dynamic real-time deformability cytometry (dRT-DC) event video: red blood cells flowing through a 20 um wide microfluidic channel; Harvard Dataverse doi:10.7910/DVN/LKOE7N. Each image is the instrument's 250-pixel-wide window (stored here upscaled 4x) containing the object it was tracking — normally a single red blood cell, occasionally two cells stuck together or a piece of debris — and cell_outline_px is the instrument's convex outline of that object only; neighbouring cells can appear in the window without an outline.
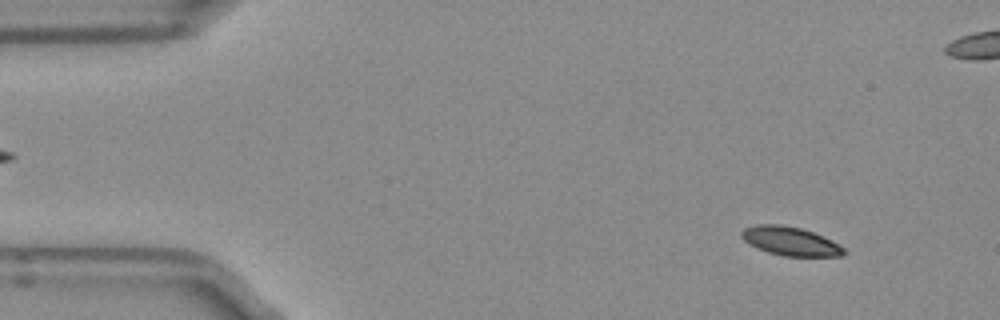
{"species": "Egyptian fruit bat (a non-hibernating species)", "species_latin": "Rousettus aegyptiacus", "temperature_condition": "room temperature", "stored_images_in_passage": 52, "camera_frame_rate_fps": 3000, "um_per_image_px": 0.085, "frame": {"image": 1, "passage_image": 5, "time_ms": 1.333, "image_size_px": [1000, 320], "cell_outline_px": [[848, 252], [840, 256], [784, 256], [768, 252], [756, 248], [748, 244], [740, 236], [740, 232], [744, 228], [756, 224], [780, 224], [800, 228], [824, 236], [832, 240], [844, 248]], "centroid_in_image_um": [67.16, 20.5], "position_along_channel_um": 17.8, "area_um2": 17.28}}
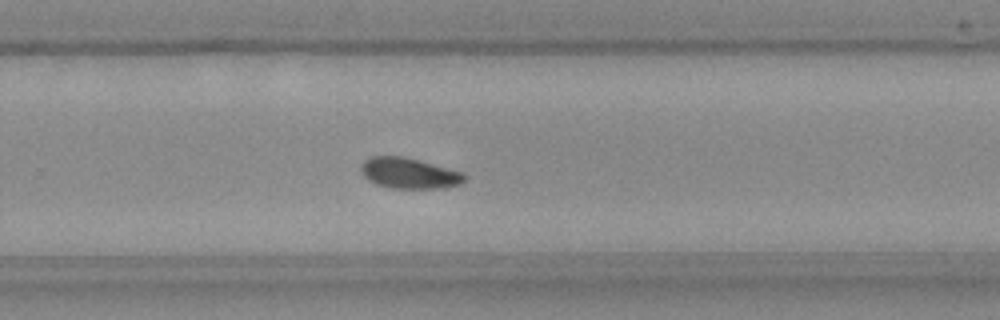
{"frame": {"image": 2, "passage_image": 33, "time_ms": 10.667, "image_size_px": [1000, 320], "cell_outline_px": [[464, 180], [460, 184], [444, 188], [388, 188], [376, 184], [368, 180], [360, 172], [360, 164], [368, 156], [400, 156], [416, 160], [460, 172], [464, 176]], "centroid_in_image_um": [34.66, 14.73], "position_along_channel_um": 295.1, "area_um2": 18.26}}
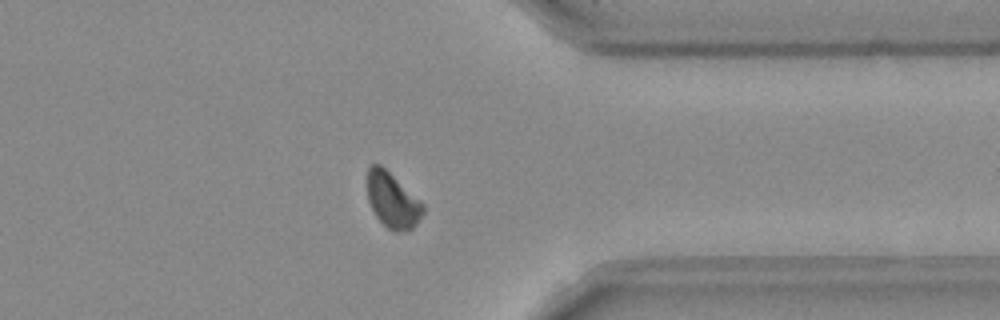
{"frame": {"image": 3, "passage_image": 40, "time_ms": 13.0, "image_size_px": [1000, 320], "cell_outline_px": [[424, 212], [416, 224], [412, 228], [400, 232], [392, 232], [376, 216], [368, 200], [368, 168], [372, 164], [380, 164], [424, 204]], "centroid_in_image_um": [33.37, 17.04], "position_along_channel_um": 378.0, "area_um2": 17.63}, "authors_computed_cell_mechanics": {"area_um2": 18.1492, "velocity_mm_per_s": 3.9306, "shape_relaxation_time_tau1_ms": 1.8862, "shape_relaxation_time_tau2_ms": null, "deformation_change_tau1": 0.0986, "deformation_change_tau2": null}}